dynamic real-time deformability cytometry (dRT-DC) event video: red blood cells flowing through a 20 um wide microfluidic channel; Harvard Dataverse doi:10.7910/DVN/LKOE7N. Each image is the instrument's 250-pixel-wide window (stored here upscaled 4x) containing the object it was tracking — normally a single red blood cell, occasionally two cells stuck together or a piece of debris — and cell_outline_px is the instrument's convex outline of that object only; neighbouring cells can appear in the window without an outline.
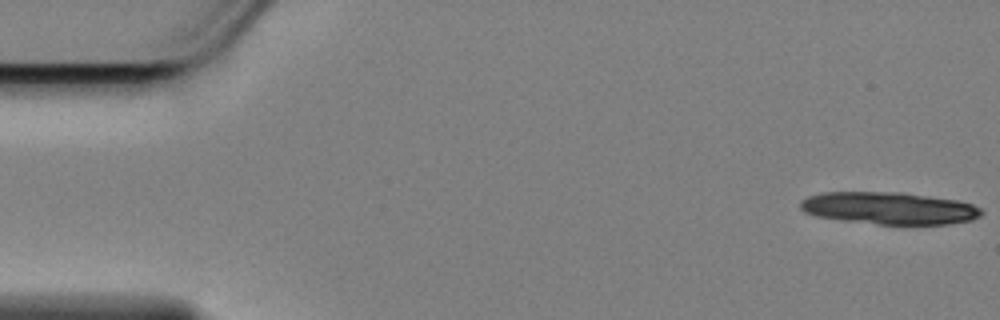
{"species": "Egyptian fruit bat (a non-hibernating species)", "species_latin": "Rousettus aegyptiacus", "temperature_condition": "cold", "stored_images_in_passage": 15, "camera_frame_rate_fps": 3000, "um_per_image_px": 0.085, "animal": {"sex": "female"}, "frame": {"image": 1, "passage_image": 1, "time_ms": 0.0, "image_size_px": [1000, 320], "cell_outline_px": [[984, 212], [980, 216], [972, 220], [948, 224], [880, 224], [844, 220], [816, 216], [804, 212], [800, 208], [800, 200], [808, 196], [824, 192], [900, 192], [956, 200], [972, 204], [980, 208]], "centroid_in_image_um": [75.57, 17.69], "position_along_channel_um": 9.4, "area_um2": 33.87}}